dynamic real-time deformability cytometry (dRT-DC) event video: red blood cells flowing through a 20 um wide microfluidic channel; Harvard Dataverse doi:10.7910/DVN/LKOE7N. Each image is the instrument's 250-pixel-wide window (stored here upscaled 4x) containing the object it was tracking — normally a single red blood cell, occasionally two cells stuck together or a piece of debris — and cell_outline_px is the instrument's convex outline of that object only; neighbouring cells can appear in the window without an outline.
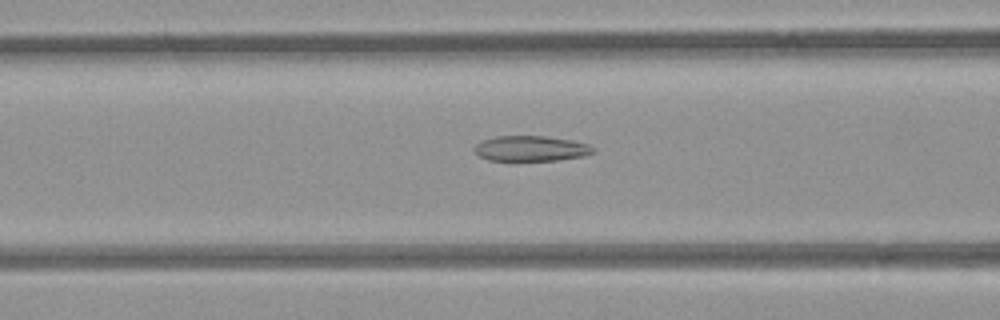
{"species": "common noctule bat (a hibernating species)", "species_latin": "Nyctalus noctula", "temperature_condition": "room temperature", "stored_images_in_passage": 48, "camera_frame_rate_fps": 3000, "um_per_image_px": 0.085, "animal": {"sex": "female", "body_mass_g": 21.9}, "frame": {"image": 1, "passage_image": 16, "time_ms": 5.0, "image_size_px": [1000, 320], "cell_outline_px": [[596, 152], [584, 156], [556, 160], [488, 160], [480, 156], [476, 152], [476, 144], [484, 140], [496, 136], [544, 136], [572, 140], [588, 144], [596, 148]], "centroid_in_image_um": [45.2, 12.62], "position_along_channel_um": 121.4, "area_um2": 17.4}}
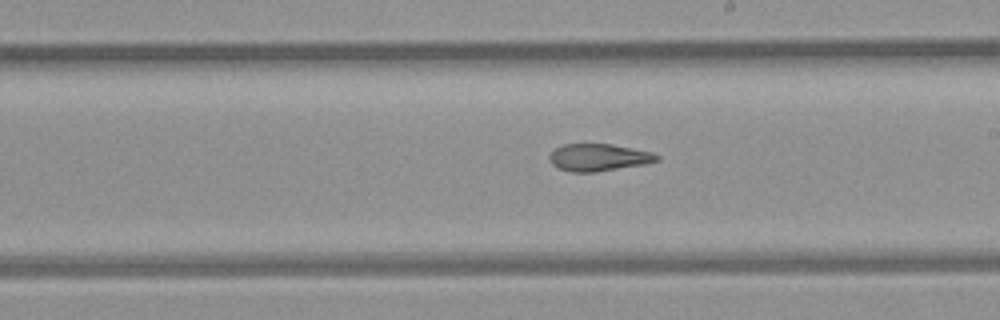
{"frame": {"image": 2, "passage_image": 25, "time_ms": 8.0, "image_size_px": [1000, 320], "cell_outline_px": [[660, 160], [644, 164], [596, 172], [572, 172], [560, 168], [552, 164], [548, 156], [556, 148], [564, 144], [612, 144], [652, 152], [660, 156]], "centroid_in_image_um": [50.9, 13.38], "position_along_channel_um": 238.1, "area_um2": 16.94}}
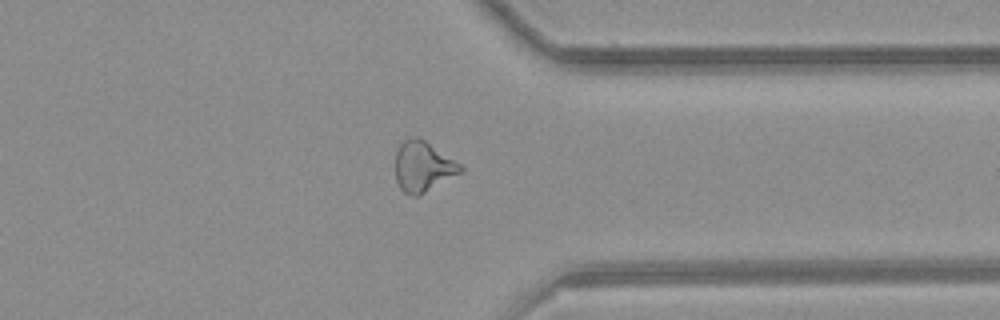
{"frame": {"image": 3, "passage_image": 36, "time_ms": 11.667, "image_size_px": [1000, 320], "cell_outline_px": [[464, 172], [420, 196], [412, 196], [404, 192], [400, 188], [396, 180], [396, 152], [400, 144], [408, 136], [416, 136], [424, 140], [460, 164], [464, 168]], "centroid_in_image_um": [35.96, 14.18], "position_along_channel_um": 375.4, "area_um2": 19.31}, "authors_computed_cell_mechanics": {"area_um2": 18.9295, "velocity_mm_per_s": 3.8834, "shape_relaxation_time_tau1_ms": null, "shape_relaxation_time_tau2_ms": 2.0672, "deformation_change_tau1": null, "deformation_change_tau2": 0.0906}}